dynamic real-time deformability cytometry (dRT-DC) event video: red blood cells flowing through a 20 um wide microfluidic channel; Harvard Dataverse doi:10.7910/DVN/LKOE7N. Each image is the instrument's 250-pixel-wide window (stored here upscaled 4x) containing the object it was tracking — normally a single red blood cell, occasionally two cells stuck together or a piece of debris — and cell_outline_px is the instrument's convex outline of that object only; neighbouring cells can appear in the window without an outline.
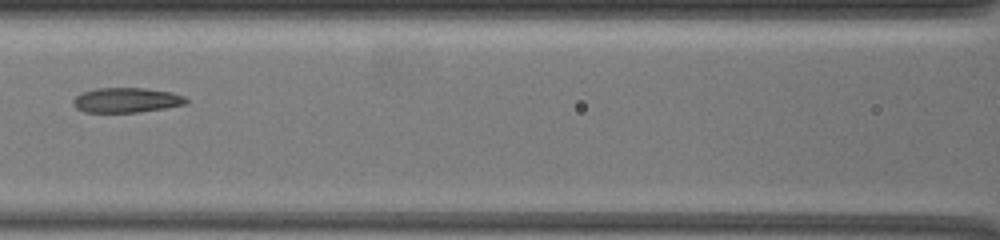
{"species": "common noctule bat (a hibernating species)", "species_latin": "Nyctalus noctula", "temperature_condition": "warm", "stored_images_in_passage": 15, "camera_frame_rate_fps": 3000, "um_per_image_px": 0.085, "animal": {"sex": "female", "body_mass_g": 19.5, "forearm_length_mm": 54.1}, "frame": {"image": 1, "passage_image": 13, "time_ms": 9.0, "image_size_px": [1000, 240], "cell_outline_px": [[188, 104], [140, 112], [84, 112], [76, 108], [72, 104], [72, 100], [80, 92], [96, 88], [144, 88], [172, 92], [184, 96], [188, 100]], "centroid_in_image_um": [10.73, 8.51], "position_along_channel_um": 155.9, "area_um2": 16.53}}